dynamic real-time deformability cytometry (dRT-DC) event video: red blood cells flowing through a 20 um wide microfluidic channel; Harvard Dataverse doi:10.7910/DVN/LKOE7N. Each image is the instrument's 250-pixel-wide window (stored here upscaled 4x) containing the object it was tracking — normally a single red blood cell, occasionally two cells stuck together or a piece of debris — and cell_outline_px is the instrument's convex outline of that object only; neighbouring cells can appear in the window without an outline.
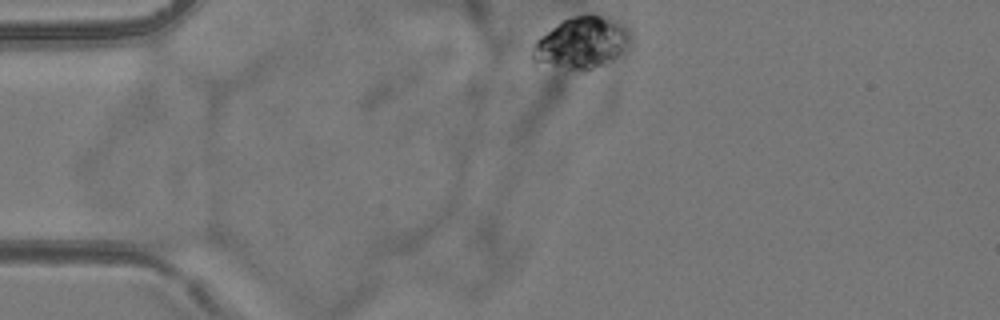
{"species": "common noctule bat (a hibernating species)", "species_latin": "Nyctalus noctula", "temperature_condition": "room temperature", "stored_images_in_passage": 2, "camera_frame_rate_fps": 3000, "um_per_image_px": 0.085, "animal": {"sex": "female", "body_mass_g": 24.6, "forearm_length_mm": 56.2}, "frame": {"image": 1, "passage_image": 1, "time_ms": 0.0, "image_size_px": [1000, 320], "cell_outline_px": [[628, 48], [624, 56], [608, 64], [588, 72], [580, 72], [532, 64], [532, 48], [536, 40], [540, 36], [560, 20], [584, 12], [596, 12], [608, 16], [616, 20], [628, 32]], "centroid_in_image_um": [49.42, 3.67], "position_along_channel_um": 35.6, "area_um2": 31.27}}